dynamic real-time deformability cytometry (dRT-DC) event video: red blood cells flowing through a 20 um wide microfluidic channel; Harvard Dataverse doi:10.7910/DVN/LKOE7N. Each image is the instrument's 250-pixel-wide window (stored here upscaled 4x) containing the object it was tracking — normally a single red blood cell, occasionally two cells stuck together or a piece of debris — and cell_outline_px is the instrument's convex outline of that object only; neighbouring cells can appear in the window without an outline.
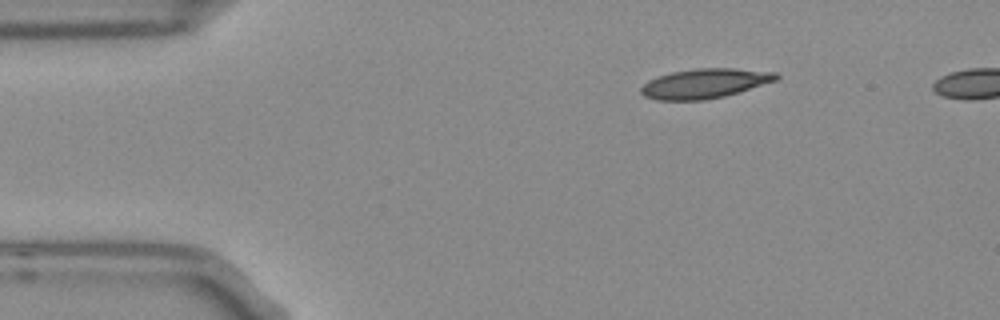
{"species": "Egyptian fruit bat (a non-hibernating species)", "species_latin": "Rousettus aegyptiacus", "temperature_condition": "room temperature", "stored_images_in_passage": 4, "camera_frame_rate_fps": 3000, "um_per_image_px": 0.085, "frame": {"image": 1, "passage_image": 1, "time_ms": 0.0, "image_size_px": [1000, 320], "cell_outline_px": [[780, 76], [776, 80], [740, 92], [724, 96], [704, 100], [656, 100], [644, 96], [640, 92], [640, 88], [648, 80], [672, 72], [696, 68], [736, 68], [776, 72]], "centroid_in_image_um": [59.91, 7.09], "position_along_channel_um": 25.1, "area_um2": 23.35}}